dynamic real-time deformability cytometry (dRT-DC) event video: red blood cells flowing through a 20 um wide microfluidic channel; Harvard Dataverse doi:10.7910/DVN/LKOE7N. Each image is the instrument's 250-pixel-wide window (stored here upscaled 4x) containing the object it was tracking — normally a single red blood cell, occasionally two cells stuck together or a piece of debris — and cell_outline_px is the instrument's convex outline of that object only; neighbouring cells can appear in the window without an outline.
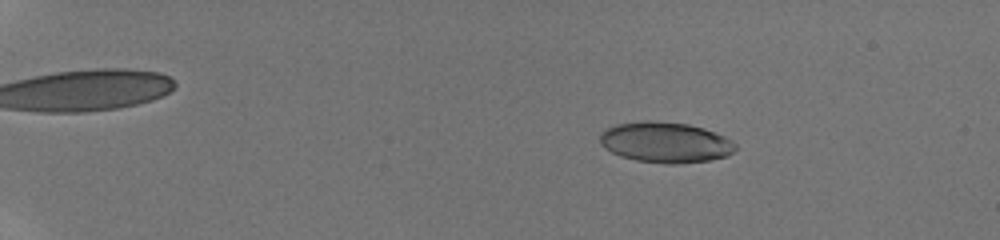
{"species": "human", "species_latin": "Homo sapiens", "temperature_condition": "room temperature", "stored_images_in_passage": 23, "camera_frame_rate_fps": 3000, "um_per_image_px": 0.085, "donor": {"sex": "male"}, "frame": {"image": 1, "passage_image": 9, "time_ms": 3.0, "image_size_px": [1000, 240], "cell_outline_px": [[736, 148], [728, 156], [708, 160], [676, 164], [664, 164], [636, 160], [620, 156], [604, 148], [600, 144], [600, 132], [616, 124], [644, 120], [648, 120], [688, 124], [704, 128], [724, 136], [732, 140], [736, 144]], "centroid_in_image_um": [56.55, 12.1], "position_along_channel_um": 28.5, "area_um2": 32.19}}
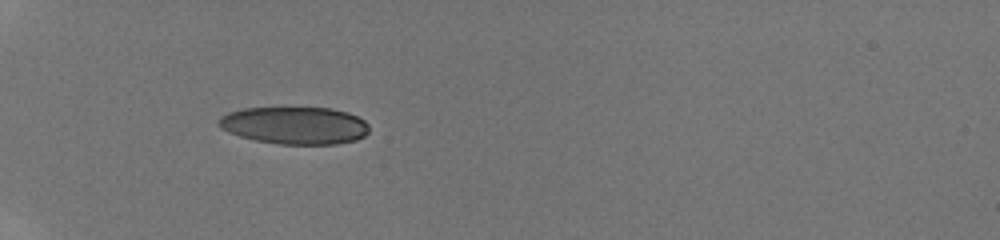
{"frame": {"image": 2, "passage_image": 22, "time_ms": 6.333, "image_size_px": [1000, 240], "cell_outline_px": [[368, 132], [364, 136], [356, 140], [336, 144], [280, 144], [256, 140], [240, 136], [228, 132], [220, 128], [216, 124], [220, 116], [228, 112], [244, 108], [332, 108], [348, 112], [364, 120], [368, 124]], "centroid_in_image_um": [25.04, 10.66], "position_along_channel_um": 60.0, "area_um2": 32.89}}